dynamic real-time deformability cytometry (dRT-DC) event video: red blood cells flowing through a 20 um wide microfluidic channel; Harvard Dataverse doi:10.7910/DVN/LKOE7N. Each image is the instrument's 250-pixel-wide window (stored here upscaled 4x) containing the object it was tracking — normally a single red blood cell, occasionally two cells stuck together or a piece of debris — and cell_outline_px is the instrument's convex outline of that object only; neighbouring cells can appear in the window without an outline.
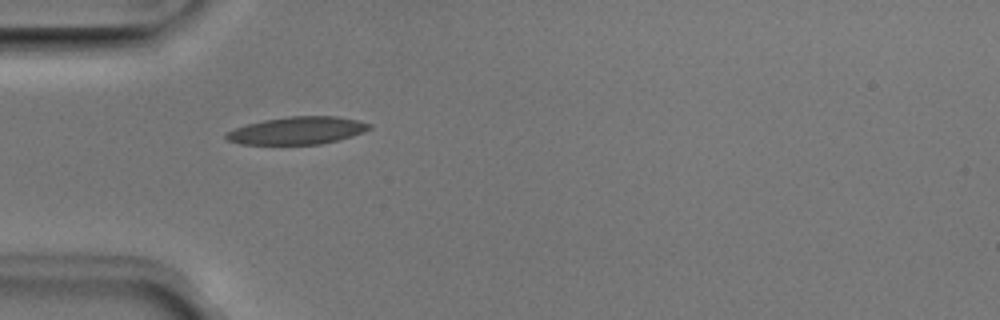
{"species": "Egyptian fruit bat (a non-hibernating species)", "species_latin": "Rousettus aegyptiacus", "temperature_condition": "room temperature", "stored_images_in_passage": 36, "camera_frame_rate_fps": 3000, "um_per_image_px": 0.085, "animal": {"sex": "male"}, "frame": {"image": 1, "passage_image": 1, "time_ms": 0.0, "image_size_px": [1000, 320], "cell_outline_px": [[372, 128], [364, 132], [352, 136], [320, 144], [240, 144], [228, 140], [224, 136], [228, 132], [236, 128], [248, 124], [264, 120], [288, 116], [336, 116], [356, 120], [372, 124]], "centroid_in_image_um": [25.3, 11.09], "position_along_channel_um": 59.7, "area_um2": 22.77}}
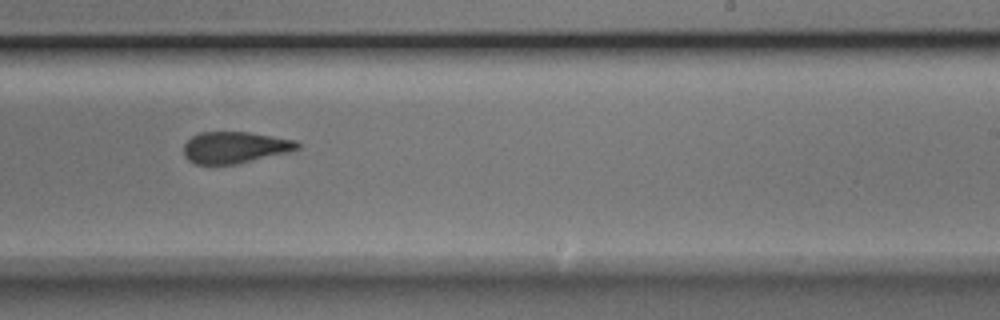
{"frame": {"image": 2, "passage_image": 17, "time_ms": 5.333, "image_size_px": [1000, 320], "cell_outline_px": [[300, 148], [288, 152], [236, 164], [196, 164], [188, 160], [184, 156], [184, 144], [192, 136], [200, 132], [248, 132], [296, 140], [300, 144]], "centroid_in_image_um": [19.95, 12.53], "position_along_channel_um": 269.0, "area_um2": 20.81}}
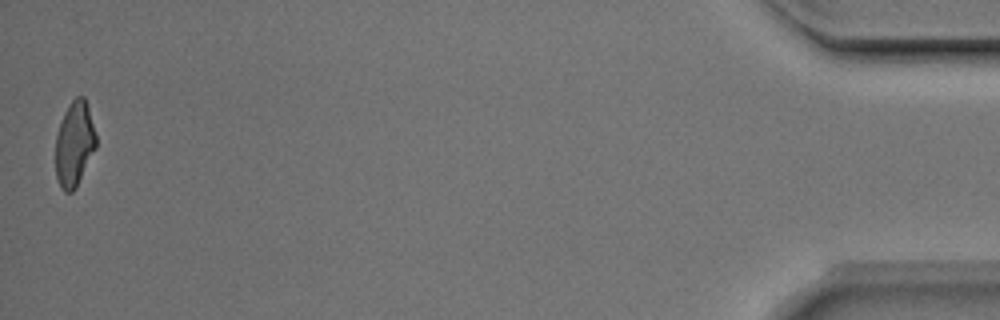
{"frame": {"image": 3, "passage_image": 36, "time_ms": 11.667, "image_size_px": [1000, 320], "cell_outline_px": [[96, 148], [76, 188], [72, 192], [64, 192], [60, 188], [56, 176], [56, 136], [64, 112], [72, 100], [76, 96], [84, 96], [88, 108], [96, 136]], "centroid_in_image_um": [6.32, 12.27], "position_along_channel_um": 428.9, "area_um2": 19.94}, "authors_computed_cell_mechanics": {"area_um2": 21.9351, "velocity_mm_per_s": 3.9767, "shape_relaxation_time_tau1_ms": 4.2501, "shape_relaxation_time_tau2_ms": 2.5844, "deformation_change_tau1": 0.1548, "deformation_change_tau2": 0.0933}}